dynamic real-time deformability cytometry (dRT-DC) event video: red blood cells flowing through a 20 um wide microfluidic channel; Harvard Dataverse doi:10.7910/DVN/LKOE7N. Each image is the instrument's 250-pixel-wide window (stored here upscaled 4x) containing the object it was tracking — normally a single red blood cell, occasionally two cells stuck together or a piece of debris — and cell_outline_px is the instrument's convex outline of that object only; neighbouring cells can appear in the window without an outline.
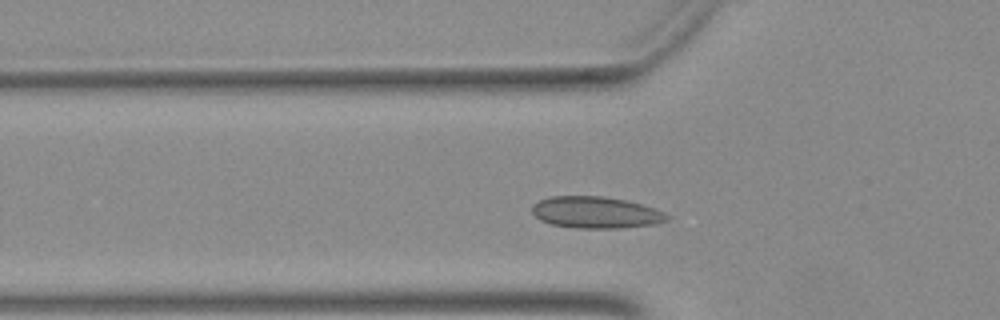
{"species": "Egyptian fruit bat (a non-hibernating species)", "species_latin": "Rousettus aegyptiacus", "temperature_condition": "warm", "stored_images_in_passage": 40, "camera_frame_rate_fps": 3000, "um_per_image_px": 0.085, "animal": {"sex": "female"}, "frame": {"image": 1, "passage_image": 5, "time_ms": 1.333, "image_size_px": [1000, 320], "cell_outline_px": [[668, 220], [656, 224], [620, 228], [576, 228], [552, 224], [540, 220], [532, 212], [532, 208], [540, 200], [552, 196], [604, 196], [624, 200], [656, 208], [664, 212], [668, 216]], "centroid_in_image_um": [50.67, 18.06], "position_along_channel_um": 75.1, "area_um2": 24.74}}
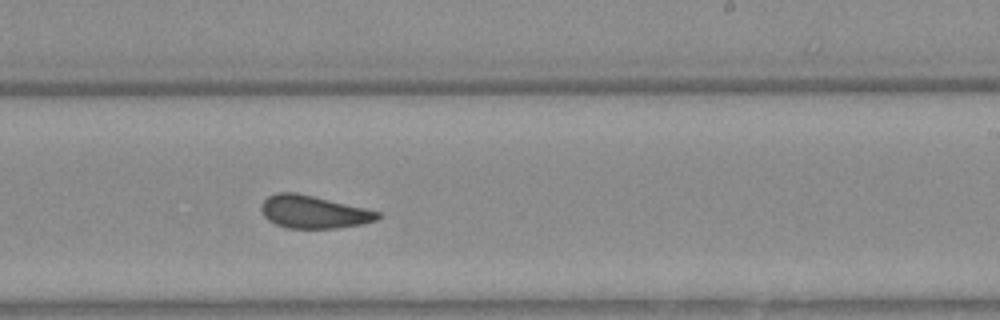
{"frame": {"image": 2, "passage_image": 19, "time_ms": 6.0, "image_size_px": [1000, 320], "cell_outline_px": [[384, 216], [376, 220], [364, 224], [336, 228], [288, 228], [276, 224], [268, 220], [264, 216], [260, 208], [260, 204], [268, 196], [276, 192], [296, 192], [364, 208], [380, 212]], "centroid_in_image_um": [26.65, 18.01], "position_along_channel_um": 262.4, "area_um2": 22.25}}
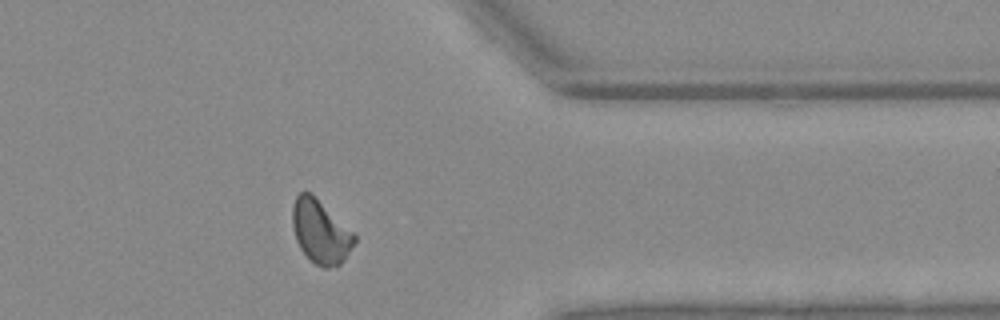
{"frame": {"image": 3, "passage_image": 29, "time_ms": 9.333, "image_size_px": [1000, 320], "cell_outline_px": [[356, 240], [344, 260], [340, 264], [328, 268], [324, 268], [316, 264], [300, 248], [296, 240], [292, 228], [292, 208], [296, 196], [300, 192], [308, 192], [356, 232]], "centroid_in_image_um": [27.26, 19.7], "position_along_channel_um": 384.1, "area_um2": 22.77}}